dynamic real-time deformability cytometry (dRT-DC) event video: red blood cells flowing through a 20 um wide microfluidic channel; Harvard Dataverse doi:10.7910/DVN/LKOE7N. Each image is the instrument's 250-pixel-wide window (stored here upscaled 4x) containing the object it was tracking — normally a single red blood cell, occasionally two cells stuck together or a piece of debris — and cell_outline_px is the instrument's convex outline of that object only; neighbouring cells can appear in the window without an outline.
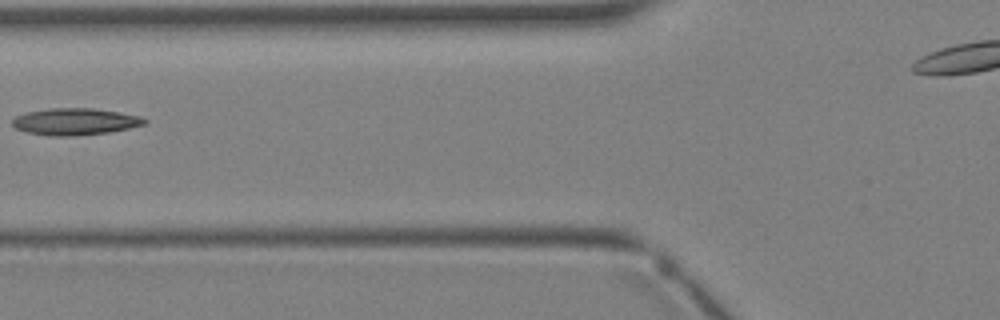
{"species": "Egyptian fruit bat (a non-hibernating species)", "species_latin": "Rousettus aegyptiacus", "temperature_condition": "warm", "stored_images_in_passage": 6, "segment_of_instrument_passage": [1, 2], "camera_frame_rate_fps": 3000, "um_per_image_px": 0.085, "animal": {"sex": "female"}, "frame": {"image": 1, "passage_image": 5, "time_ms": 4.667, "image_size_px": [1000, 320], "cell_outline_px": [[148, 120], [144, 124], [128, 128], [108, 132], [72, 136], [52, 136], [28, 132], [16, 128], [12, 124], [12, 120], [16, 116], [28, 112], [48, 108], [92, 108], [120, 112], [140, 116]], "centroid_in_image_um": [6.38, 10.33], "position_along_channel_um": 119.4, "area_um2": 20.46}}